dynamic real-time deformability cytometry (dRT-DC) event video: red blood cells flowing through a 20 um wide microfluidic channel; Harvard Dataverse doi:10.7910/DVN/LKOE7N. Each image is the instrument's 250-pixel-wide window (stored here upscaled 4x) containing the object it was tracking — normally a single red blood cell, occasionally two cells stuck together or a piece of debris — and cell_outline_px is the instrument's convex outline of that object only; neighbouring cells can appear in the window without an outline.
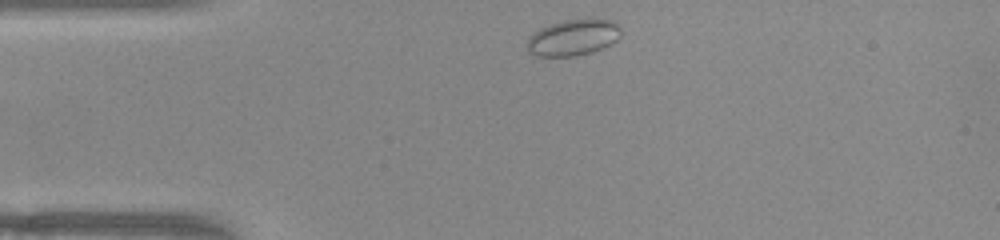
{"species": "common noctule bat (a hibernating species)", "species_latin": "Nyctalus noctula", "temperature_condition": "warm", "stored_images_in_passage": 41, "camera_frame_rate_fps": 3000, "um_per_image_px": 0.085, "animal": {"sex": "female", "body_mass_g": 22.0, "forearm_length_mm": 56.7}, "frame": {"image": 1, "passage_image": 1, "time_ms": 0.0, "image_size_px": [1000, 240], "cell_outline_px": [[620, 36], [616, 40], [592, 52], [576, 56], [536, 56], [528, 52], [528, 40], [540, 28], [548, 24], [564, 20], [616, 20], [620, 24]], "centroid_in_image_um": [48.73, 3.19], "position_along_channel_um": 36.3, "area_um2": 19.48}}
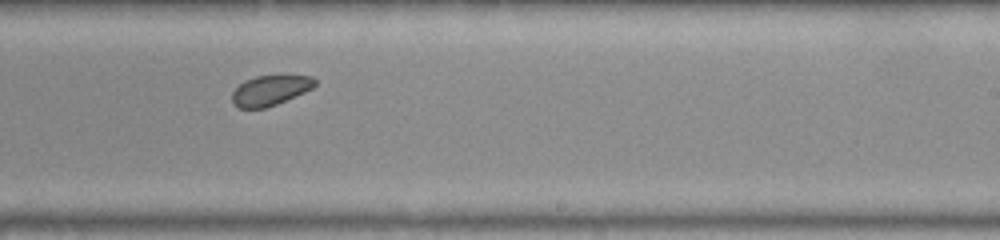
{"frame": {"image": 2, "passage_image": 21, "time_ms": 6.667, "image_size_px": [1000, 240], "cell_outline_px": [[316, 84], [312, 88], [304, 92], [276, 104], [264, 108], [240, 108], [232, 104], [232, 92], [244, 80], [256, 76], [312, 76], [316, 80]], "centroid_in_image_um": [22.94, 7.68], "position_along_channel_um": 266.1, "area_um2": 14.33}}
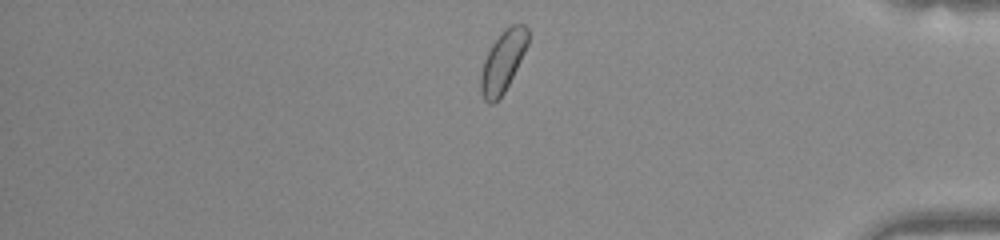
{"frame": {"image": 3, "passage_image": 33, "time_ms": 10.667, "image_size_px": [1000, 240], "cell_outline_px": [[528, 44], [504, 92], [492, 104], [488, 104], [484, 100], [480, 92], [480, 72], [484, 60], [492, 44], [500, 32], [512, 24], [524, 24], [528, 28]], "centroid_in_image_um": [42.72, 5.22], "position_along_channel_um": 392.5, "area_um2": 16.65}}